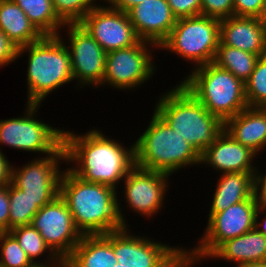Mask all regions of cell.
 <instances>
[{
	"label": "cell",
	"instance_id": "74e56055",
	"mask_svg": "<svg viewBox=\"0 0 266 267\" xmlns=\"http://www.w3.org/2000/svg\"><path fill=\"white\" fill-rule=\"evenodd\" d=\"M8 158L0 150V186L8 185L11 180L12 166Z\"/></svg>",
	"mask_w": 266,
	"mask_h": 267
},
{
	"label": "cell",
	"instance_id": "5bb4252c",
	"mask_svg": "<svg viewBox=\"0 0 266 267\" xmlns=\"http://www.w3.org/2000/svg\"><path fill=\"white\" fill-rule=\"evenodd\" d=\"M64 27L68 32L73 80H77L79 88L87 85L99 88L105 73L106 52L79 23Z\"/></svg>",
	"mask_w": 266,
	"mask_h": 267
},
{
	"label": "cell",
	"instance_id": "7bdbcfd3",
	"mask_svg": "<svg viewBox=\"0 0 266 267\" xmlns=\"http://www.w3.org/2000/svg\"><path fill=\"white\" fill-rule=\"evenodd\" d=\"M32 267H47V266H43V265H34Z\"/></svg>",
	"mask_w": 266,
	"mask_h": 267
},
{
	"label": "cell",
	"instance_id": "9a60e30c",
	"mask_svg": "<svg viewBox=\"0 0 266 267\" xmlns=\"http://www.w3.org/2000/svg\"><path fill=\"white\" fill-rule=\"evenodd\" d=\"M79 24L104 49H125L137 44L140 39L130 22L128 13L101 4L93 8Z\"/></svg>",
	"mask_w": 266,
	"mask_h": 267
},
{
	"label": "cell",
	"instance_id": "4fadbf2b",
	"mask_svg": "<svg viewBox=\"0 0 266 267\" xmlns=\"http://www.w3.org/2000/svg\"><path fill=\"white\" fill-rule=\"evenodd\" d=\"M31 225L38 230L46 245L62 262L71 255L82 237L60 195L39 209L32 218Z\"/></svg>",
	"mask_w": 266,
	"mask_h": 267
},
{
	"label": "cell",
	"instance_id": "60d3db41",
	"mask_svg": "<svg viewBox=\"0 0 266 267\" xmlns=\"http://www.w3.org/2000/svg\"><path fill=\"white\" fill-rule=\"evenodd\" d=\"M261 25L263 26V28L265 29L266 32V0H264L263 2V7L260 13V16L258 17Z\"/></svg>",
	"mask_w": 266,
	"mask_h": 267
},
{
	"label": "cell",
	"instance_id": "d590c367",
	"mask_svg": "<svg viewBox=\"0 0 266 267\" xmlns=\"http://www.w3.org/2000/svg\"><path fill=\"white\" fill-rule=\"evenodd\" d=\"M9 205L8 185L0 186V232L9 231Z\"/></svg>",
	"mask_w": 266,
	"mask_h": 267
},
{
	"label": "cell",
	"instance_id": "7a4b0ae2",
	"mask_svg": "<svg viewBox=\"0 0 266 267\" xmlns=\"http://www.w3.org/2000/svg\"><path fill=\"white\" fill-rule=\"evenodd\" d=\"M117 192L108 185L84 181L68 168L63 169L59 181V195L82 235H105L129 226Z\"/></svg>",
	"mask_w": 266,
	"mask_h": 267
},
{
	"label": "cell",
	"instance_id": "277c9868",
	"mask_svg": "<svg viewBox=\"0 0 266 267\" xmlns=\"http://www.w3.org/2000/svg\"><path fill=\"white\" fill-rule=\"evenodd\" d=\"M142 135L134 143L135 165L173 175L197 164L201 154L170 127L155 111Z\"/></svg>",
	"mask_w": 266,
	"mask_h": 267
},
{
	"label": "cell",
	"instance_id": "8d00e7d4",
	"mask_svg": "<svg viewBox=\"0 0 266 267\" xmlns=\"http://www.w3.org/2000/svg\"><path fill=\"white\" fill-rule=\"evenodd\" d=\"M259 172L257 169L254 177V196L258 208L266 210V172L265 174Z\"/></svg>",
	"mask_w": 266,
	"mask_h": 267
},
{
	"label": "cell",
	"instance_id": "484cf974",
	"mask_svg": "<svg viewBox=\"0 0 266 267\" xmlns=\"http://www.w3.org/2000/svg\"><path fill=\"white\" fill-rule=\"evenodd\" d=\"M13 1L44 36H58L61 30L64 32L65 23L57 16L51 0Z\"/></svg>",
	"mask_w": 266,
	"mask_h": 267
},
{
	"label": "cell",
	"instance_id": "f35d334b",
	"mask_svg": "<svg viewBox=\"0 0 266 267\" xmlns=\"http://www.w3.org/2000/svg\"><path fill=\"white\" fill-rule=\"evenodd\" d=\"M103 1L106 2V4L108 3L110 7L127 13L131 8L146 0H103Z\"/></svg>",
	"mask_w": 266,
	"mask_h": 267
},
{
	"label": "cell",
	"instance_id": "9c48e42d",
	"mask_svg": "<svg viewBox=\"0 0 266 267\" xmlns=\"http://www.w3.org/2000/svg\"><path fill=\"white\" fill-rule=\"evenodd\" d=\"M26 104L24 116L0 120V147L3 144L45 157L54 154L63 145L64 129L36 119L41 104Z\"/></svg>",
	"mask_w": 266,
	"mask_h": 267
},
{
	"label": "cell",
	"instance_id": "8fae6325",
	"mask_svg": "<svg viewBox=\"0 0 266 267\" xmlns=\"http://www.w3.org/2000/svg\"><path fill=\"white\" fill-rule=\"evenodd\" d=\"M159 47L140 40L137 44L106 53L103 83L100 87L131 90L144 84L154 75L156 65L150 48ZM111 85V86H110Z\"/></svg>",
	"mask_w": 266,
	"mask_h": 267
},
{
	"label": "cell",
	"instance_id": "e575fe53",
	"mask_svg": "<svg viewBox=\"0 0 266 267\" xmlns=\"http://www.w3.org/2000/svg\"><path fill=\"white\" fill-rule=\"evenodd\" d=\"M15 60H17V48L0 29V67L8 66Z\"/></svg>",
	"mask_w": 266,
	"mask_h": 267
},
{
	"label": "cell",
	"instance_id": "cb8c5ba5",
	"mask_svg": "<svg viewBox=\"0 0 266 267\" xmlns=\"http://www.w3.org/2000/svg\"><path fill=\"white\" fill-rule=\"evenodd\" d=\"M0 29L17 49L44 37L13 0H0Z\"/></svg>",
	"mask_w": 266,
	"mask_h": 267
},
{
	"label": "cell",
	"instance_id": "836d02e7",
	"mask_svg": "<svg viewBox=\"0 0 266 267\" xmlns=\"http://www.w3.org/2000/svg\"><path fill=\"white\" fill-rule=\"evenodd\" d=\"M234 16L259 17L264 0H233Z\"/></svg>",
	"mask_w": 266,
	"mask_h": 267
},
{
	"label": "cell",
	"instance_id": "b9f144b4",
	"mask_svg": "<svg viewBox=\"0 0 266 267\" xmlns=\"http://www.w3.org/2000/svg\"><path fill=\"white\" fill-rule=\"evenodd\" d=\"M237 267H266V261L246 263Z\"/></svg>",
	"mask_w": 266,
	"mask_h": 267
},
{
	"label": "cell",
	"instance_id": "d4e9b609",
	"mask_svg": "<svg viewBox=\"0 0 266 267\" xmlns=\"http://www.w3.org/2000/svg\"><path fill=\"white\" fill-rule=\"evenodd\" d=\"M9 232L16 238L20 247L34 265L63 267V262L51 251L38 230L31 224L15 227L9 230ZM44 253L48 254L45 255L48 260L44 257V261L42 259L37 261V258L42 257Z\"/></svg>",
	"mask_w": 266,
	"mask_h": 267
},
{
	"label": "cell",
	"instance_id": "ee69618b",
	"mask_svg": "<svg viewBox=\"0 0 266 267\" xmlns=\"http://www.w3.org/2000/svg\"><path fill=\"white\" fill-rule=\"evenodd\" d=\"M114 267H121L120 263L114 264Z\"/></svg>",
	"mask_w": 266,
	"mask_h": 267
},
{
	"label": "cell",
	"instance_id": "ffe728a7",
	"mask_svg": "<svg viewBox=\"0 0 266 267\" xmlns=\"http://www.w3.org/2000/svg\"><path fill=\"white\" fill-rule=\"evenodd\" d=\"M224 130L258 156L266 147V108H245L224 123Z\"/></svg>",
	"mask_w": 266,
	"mask_h": 267
},
{
	"label": "cell",
	"instance_id": "8992f818",
	"mask_svg": "<svg viewBox=\"0 0 266 267\" xmlns=\"http://www.w3.org/2000/svg\"><path fill=\"white\" fill-rule=\"evenodd\" d=\"M190 73L180 83L223 123L248 107L245 83L230 71L211 62Z\"/></svg>",
	"mask_w": 266,
	"mask_h": 267
},
{
	"label": "cell",
	"instance_id": "83f0119b",
	"mask_svg": "<svg viewBox=\"0 0 266 267\" xmlns=\"http://www.w3.org/2000/svg\"><path fill=\"white\" fill-rule=\"evenodd\" d=\"M8 191L10 200L9 230L18 226L30 225L40 207L11 183L8 184Z\"/></svg>",
	"mask_w": 266,
	"mask_h": 267
},
{
	"label": "cell",
	"instance_id": "f546056e",
	"mask_svg": "<svg viewBox=\"0 0 266 267\" xmlns=\"http://www.w3.org/2000/svg\"><path fill=\"white\" fill-rule=\"evenodd\" d=\"M0 267H32L34 264L9 232H0Z\"/></svg>",
	"mask_w": 266,
	"mask_h": 267
},
{
	"label": "cell",
	"instance_id": "d6a6232c",
	"mask_svg": "<svg viewBox=\"0 0 266 267\" xmlns=\"http://www.w3.org/2000/svg\"><path fill=\"white\" fill-rule=\"evenodd\" d=\"M167 2L177 19L197 16L201 13V0H167Z\"/></svg>",
	"mask_w": 266,
	"mask_h": 267
},
{
	"label": "cell",
	"instance_id": "44dd1931",
	"mask_svg": "<svg viewBox=\"0 0 266 267\" xmlns=\"http://www.w3.org/2000/svg\"><path fill=\"white\" fill-rule=\"evenodd\" d=\"M113 231L105 235H82L63 267H114Z\"/></svg>",
	"mask_w": 266,
	"mask_h": 267
},
{
	"label": "cell",
	"instance_id": "7402d4cb",
	"mask_svg": "<svg viewBox=\"0 0 266 267\" xmlns=\"http://www.w3.org/2000/svg\"><path fill=\"white\" fill-rule=\"evenodd\" d=\"M214 186L208 220L216 213L222 212L235 203H240L254 196L255 173H220Z\"/></svg>",
	"mask_w": 266,
	"mask_h": 267
},
{
	"label": "cell",
	"instance_id": "7c38bea8",
	"mask_svg": "<svg viewBox=\"0 0 266 267\" xmlns=\"http://www.w3.org/2000/svg\"><path fill=\"white\" fill-rule=\"evenodd\" d=\"M38 158H33L22 167L12 166L10 183L41 208L59 195V181L63 172L60 164L62 161L66 163L65 148L62 145L54 154Z\"/></svg>",
	"mask_w": 266,
	"mask_h": 267
},
{
	"label": "cell",
	"instance_id": "ac0fdd59",
	"mask_svg": "<svg viewBox=\"0 0 266 267\" xmlns=\"http://www.w3.org/2000/svg\"><path fill=\"white\" fill-rule=\"evenodd\" d=\"M256 157L223 129L215 142L203 151L200 163L213 167L218 173H256L258 168L253 163Z\"/></svg>",
	"mask_w": 266,
	"mask_h": 267
},
{
	"label": "cell",
	"instance_id": "f1b7e54d",
	"mask_svg": "<svg viewBox=\"0 0 266 267\" xmlns=\"http://www.w3.org/2000/svg\"><path fill=\"white\" fill-rule=\"evenodd\" d=\"M248 107L266 108V55L260 56L250 78L245 82Z\"/></svg>",
	"mask_w": 266,
	"mask_h": 267
},
{
	"label": "cell",
	"instance_id": "3957f363",
	"mask_svg": "<svg viewBox=\"0 0 266 267\" xmlns=\"http://www.w3.org/2000/svg\"><path fill=\"white\" fill-rule=\"evenodd\" d=\"M158 99L154 111L200 154L215 142L224 129V123L180 82Z\"/></svg>",
	"mask_w": 266,
	"mask_h": 267
},
{
	"label": "cell",
	"instance_id": "d6986e66",
	"mask_svg": "<svg viewBox=\"0 0 266 267\" xmlns=\"http://www.w3.org/2000/svg\"><path fill=\"white\" fill-rule=\"evenodd\" d=\"M219 45H227L260 57L266 55V32L259 18L233 15L220 20Z\"/></svg>",
	"mask_w": 266,
	"mask_h": 267
},
{
	"label": "cell",
	"instance_id": "1f68e13d",
	"mask_svg": "<svg viewBox=\"0 0 266 267\" xmlns=\"http://www.w3.org/2000/svg\"><path fill=\"white\" fill-rule=\"evenodd\" d=\"M211 18L223 20L234 15L233 0H201V13Z\"/></svg>",
	"mask_w": 266,
	"mask_h": 267
},
{
	"label": "cell",
	"instance_id": "5b68a950",
	"mask_svg": "<svg viewBox=\"0 0 266 267\" xmlns=\"http://www.w3.org/2000/svg\"><path fill=\"white\" fill-rule=\"evenodd\" d=\"M61 37L44 36L17 49V59L26 52L28 54L27 103L42 105L48 94L74 81L70 53Z\"/></svg>",
	"mask_w": 266,
	"mask_h": 267
},
{
	"label": "cell",
	"instance_id": "52a82bcc",
	"mask_svg": "<svg viewBox=\"0 0 266 267\" xmlns=\"http://www.w3.org/2000/svg\"><path fill=\"white\" fill-rule=\"evenodd\" d=\"M220 42V20L197 15L177 19L159 50H169L196 67L214 61Z\"/></svg>",
	"mask_w": 266,
	"mask_h": 267
},
{
	"label": "cell",
	"instance_id": "6da1fadb",
	"mask_svg": "<svg viewBox=\"0 0 266 267\" xmlns=\"http://www.w3.org/2000/svg\"><path fill=\"white\" fill-rule=\"evenodd\" d=\"M63 146L66 165L72 162L75 165L68 169L87 182L105 184L117 190L120 181L135 166L134 143L130 147L123 146L97 128L81 135L64 130Z\"/></svg>",
	"mask_w": 266,
	"mask_h": 267
},
{
	"label": "cell",
	"instance_id": "e0dca14e",
	"mask_svg": "<svg viewBox=\"0 0 266 267\" xmlns=\"http://www.w3.org/2000/svg\"><path fill=\"white\" fill-rule=\"evenodd\" d=\"M127 13L139 39L158 47L167 39L177 21L167 0H146Z\"/></svg>",
	"mask_w": 266,
	"mask_h": 267
},
{
	"label": "cell",
	"instance_id": "2e32d148",
	"mask_svg": "<svg viewBox=\"0 0 266 267\" xmlns=\"http://www.w3.org/2000/svg\"><path fill=\"white\" fill-rule=\"evenodd\" d=\"M169 176L159 171H151L136 165L124 178V199L127 208L139 216L154 217L162 209L168 188ZM154 215V216H153Z\"/></svg>",
	"mask_w": 266,
	"mask_h": 267
},
{
	"label": "cell",
	"instance_id": "ba28073f",
	"mask_svg": "<svg viewBox=\"0 0 266 267\" xmlns=\"http://www.w3.org/2000/svg\"><path fill=\"white\" fill-rule=\"evenodd\" d=\"M258 206L255 196L235 203L226 210L214 214L207 222L199 245L185 249L186 267L207 258L226 240L236 238L255 228V217Z\"/></svg>",
	"mask_w": 266,
	"mask_h": 267
},
{
	"label": "cell",
	"instance_id": "4dcf8cb0",
	"mask_svg": "<svg viewBox=\"0 0 266 267\" xmlns=\"http://www.w3.org/2000/svg\"><path fill=\"white\" fill-rule=\"evenodd\" d=\"M57 16L65 24L79 23L93 8L98 0H51ZM102 1V0H100Z\"/></svg>",
	"mask_w": 266,
	"mask_h": 267
},
{
	"label": "cell",
	"instance_id": "30bf717a",
	"mask_svg": "<svg viewBox=\"0 0 266 267\" xmlns=\"http://www.w3.org/2000/svg\"><path fill=\"white\" fill-rule=\"evenodd\" d=\"M131 234L128 227L113 231V249L121 267H186L185 249Z\"/></svg>",
	"mask_w": 266,
	"mask_h": 267
},
{
	"label": "cell",
	"instance_id": "ab89813d",
	"mask_svg": "<svg viewBox=\"0 0 266 267\" xmlns=\"http://www.w3.org/2000/svg\"><path fill=\"white\" fill-rule=\"evenodd\" d=\"M266 210L264 209H257L256 212V217H255V228L262 233L266 237V217H264V221H260V214L263 215L265 214ZM266 216V215H265Z\"/></svg>",
	"mask_w": 266,
	"mask_h": 267
},
{
	"label": "cell",
	"instance_id": "4316f807",
	"mask_svg": "<svg viewBox=\"0 0 266 267\" xmlns=\"http://www.w3.org/2000/svg\"><path fill=\"white\" fill-rule=\"evenodd\" d=\"M258 59L259 56L253 53L227 45H218L213 63L230 71L245 83L250 78Z\"/></svg>",
	"mask_w": 266,
	"mask_h": 267
},
{
	"label": "cell",
	"instance_id": "603a6c76",
	"mask_svg": "<svg viewBox=\"0 0 266 267\" xmlns=\"http://www.w3.org/2000/svg\"><path fill=\"white\" fill-rule=\"evenodd\" d=\"M210 258L236 262V267L266 261V237L253 228L245 234L226 240L208 257Z\"/></svg>",
	"mask_w": 266,
	"mask_h": 267
}]
</instances>
